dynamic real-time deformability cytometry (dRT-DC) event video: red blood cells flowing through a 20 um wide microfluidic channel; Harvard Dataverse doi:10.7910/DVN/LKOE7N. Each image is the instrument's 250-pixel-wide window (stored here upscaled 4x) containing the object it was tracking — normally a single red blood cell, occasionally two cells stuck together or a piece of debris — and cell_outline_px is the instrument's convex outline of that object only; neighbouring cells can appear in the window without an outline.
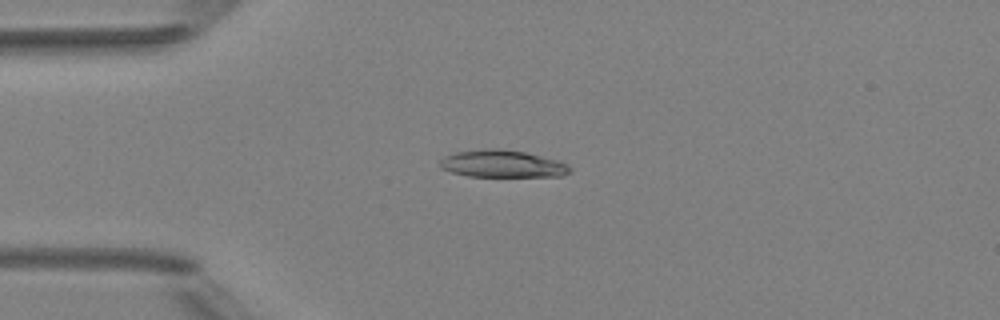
{"species": "Egyptian fruit bat (a non-hibernating species)", "species_latin": "Rousettus aegyptiacus", "temperature_condition": "room temperature", "stored_images_in_passage": 6, "camera_frame_rate_fps": 3000, "um_per_image_px": 0.085, "animal": {"sex": "female"}, "frame": {"image": 1, "passage_image": 4, "time_ms": 3.667, "image_size_px": [1000, 320], "cell_outline_px": [[572, 172], [560, 176], [468, 176], [452, 172], [440, 168], [440, 160], [444, 156], [456, 152], [484, 148], [496, 148], [524, 152], [556, 160], [572, 168]], "centroid_in_image_um": [42.66, 13.92], "position_along_channel_um": 42.3, "area_um2": 20.46}}
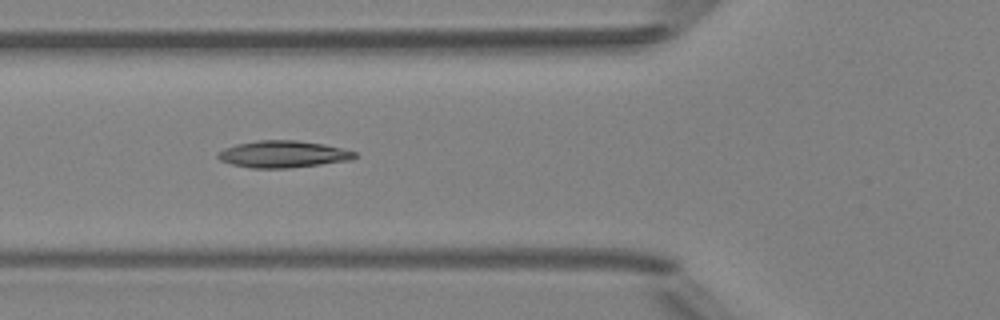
{"frame": {"image": 2, "passage_image": 6, "time_ms": 5.667, "image_size_px": [1000, 320], "cell_outline_px": [[356, 156], [352, 160], [288, 168], [248, 168], [232, 164], [220, 160], [216, 156], [216, 152], [224, 148], [236, 144], [260, 140], [296, 140], [324, 144], [356, 152]], "centroid_in_image_um": [24.02, 13.1], "position_along_channel_um": 101.8, "area_um2": 21.44}}